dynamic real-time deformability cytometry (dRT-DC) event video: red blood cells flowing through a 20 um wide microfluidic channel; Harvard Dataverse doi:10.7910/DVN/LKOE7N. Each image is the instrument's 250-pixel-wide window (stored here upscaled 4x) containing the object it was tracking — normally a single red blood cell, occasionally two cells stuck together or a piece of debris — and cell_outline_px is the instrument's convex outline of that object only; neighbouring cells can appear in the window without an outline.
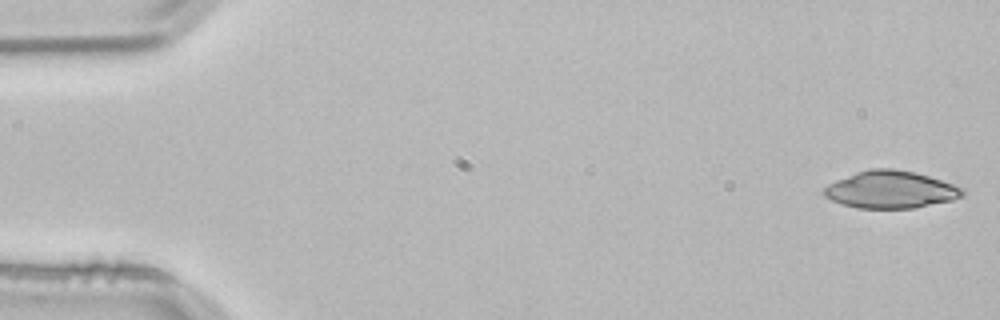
{"species": "common noctule bat (a hibernating species)", "species_latin": "Nyctalus noctula", "temperature_condition": "room temperature", "stored_images_in_passage": 52, "camera_frame_rate_fps": 3000, "um_per_image_px": 0.085, "animal": {"sex": "male", "body_mass_g": 21.5, "forearm_length_mm": 52.0}, "frame": {"image": 1, "passage_image": 1, "time_ms": 0.0, "image_size_px": [1000, 320], "cell_outline_px": [[964, 196], [952, 200], [912, 208], [856, 208], [832, 200], [824, 196], [820, 192], [828, 184], [836, 180], [856, 172], [872, 168], [892, 168], [912, 172], [928, 176], [964, 188]], "centroid_in_image_um": [75.68, 16.12], "position_along_channel_um": 9.3, "area_um2": 29.94}}
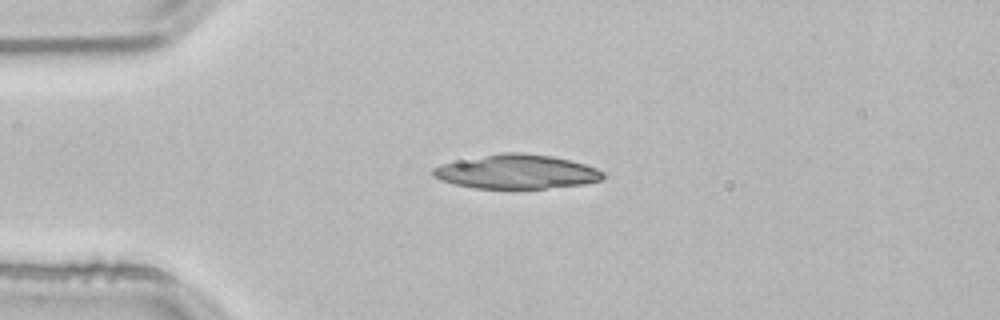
{"frame": {"image": 2, "passage_image": 12, "time_ms": 3.667, "image_size_px": [1000, 320], "cell_outline_px": [[604, 180], [584, 184], [544, 188], [472, 188], [440, 180], [432, 176], [432, 168], [444, 164], [500, 152], [520, 152], [552, 156], [584, 164], [596, 168], [604, 172]], "centroid_in_image_um": [43.94, 14.6], "position_along_channel_um": 41.1, "area_um2": 33.58}}